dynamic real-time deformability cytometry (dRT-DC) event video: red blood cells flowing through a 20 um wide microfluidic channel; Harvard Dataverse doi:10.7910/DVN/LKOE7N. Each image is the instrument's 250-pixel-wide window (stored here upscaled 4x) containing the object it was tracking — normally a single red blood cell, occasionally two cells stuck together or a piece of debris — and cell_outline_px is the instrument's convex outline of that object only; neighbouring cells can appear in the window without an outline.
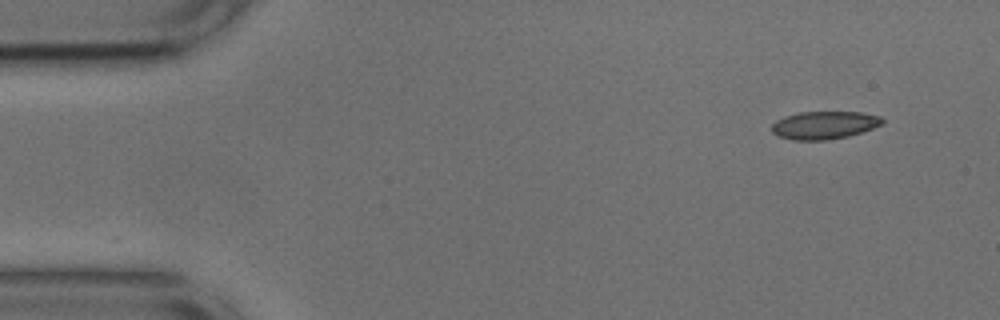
{"species": "common noctule bat (a hibernating species)", "species_latin": "Nyctalus noctula", "temperature_condition": "cold", "stored_images_in_passage": 49, "camera_frame_rate_fps": 3000, "um_per_image_px": 0.085, "animal": {"sex": "male", "body_mass_g": 17.9, "forearm_length_mm": 54.2}, "frame": {"image": 1, "passage_image": 1, "time_ms": 0.0, "image_size_px": [1000, 320], "cell_outline_px": [[884, 124], [848, 136], [828, 140], [792, 140], [776, 136], [772, 132], [772, 124], [776, 120], [784, 116], [800, 112], [860, 112], [880, 116], [884, 120]], "centroid_in_image_um": [70.04, 10.64], "position_along_channel_um": 15.0, "area_um2": 18.03}}
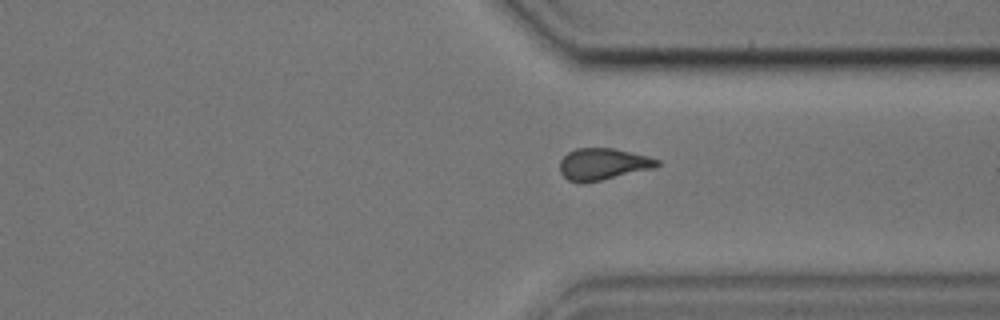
{"frame": {"image": 2, "passage_image": 36, "time_ms": 11.667, "image_size_px": [1000, 320], "cell_outline_px": [[660, 164], [656, 168], [584, 184], [580, 184], [568, 180], [560, 172], [560, 160], [568, 152], [576, 148], [612, 148], [648, 156], [660, 160]], "centroid_in_image_um": [51.25, 13.96], "position_along_channel_um": 360.1, "area_um2": 18.21}}
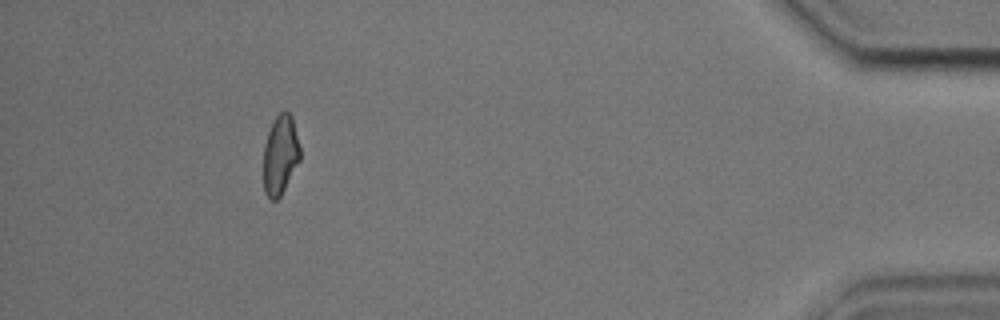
{"frame": {"image": 3, "passage_image": 45, "time_ms": 14.667, "image_size_px": [1000, 320], "cell_outline_px": [[300, 160], [280, 196], [276, 200], [268, 200], [264, 192], [264, 144], [268, 132], [276, 116], [284, 108], [292, 116], [300, 148]], "centroid_in_image_um": [23.82, 13.16], "position_along_channel_um": 411.4, "area_um2": 16.94}, "authors_computed_cell_mechanics": {"area_um2": 18.207, "velocity_mm_per_s": 3.7645, "shape_relaxation_time_tau1_ms": 7.1283, "shape_relaxation_time_tau2_ms": 4.5688, "deformation_change_tau1": 0.1254, "deformation_change_tau2": 0.0797}}